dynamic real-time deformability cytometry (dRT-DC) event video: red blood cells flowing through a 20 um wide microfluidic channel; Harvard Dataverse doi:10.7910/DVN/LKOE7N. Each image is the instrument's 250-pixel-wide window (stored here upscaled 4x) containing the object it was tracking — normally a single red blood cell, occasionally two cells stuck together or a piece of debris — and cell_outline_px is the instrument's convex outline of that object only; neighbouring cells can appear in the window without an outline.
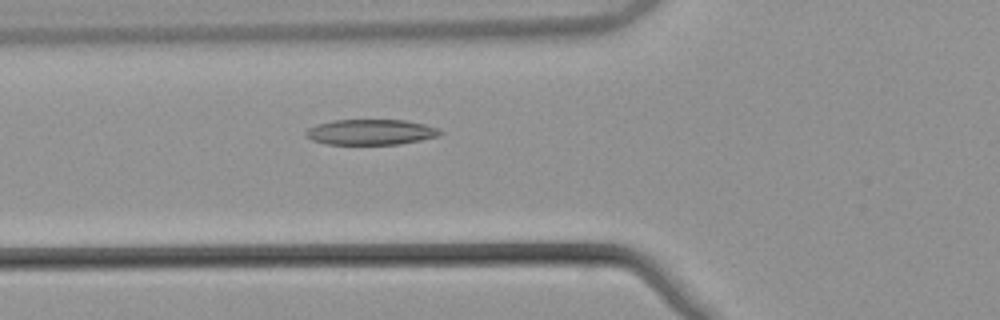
{"species": "common noctule bat (a hibernating species)", "species_latin": "Nyctalus noctula", "temperature_condition": "warm", "stored_images_in_passage": 35, "camera_frame_rate_fps": 3000, "um_per_image_px": 0.085, "animal": {"sex": "male", "body_mass_g": 21.5, "forearm_length_mm": 52.0}, "frame": {"image": 1, "passage_image": 5, "time_ms": 1.333, "image_size_px": [1000, 320], "cell_outline_px": [[444, 132], [436, 136], [420, 140], [400, 144], [328, 144], [312, 140], [304, 136], [304, 132], [308, 128], [316, 124], [332, 120], [404, 120], [424, 124], [440, 128]], "centroid_in_image_um": [31.49, 11.22], "position_along_channel_um": 94.3, "area_um2": 20.0}}
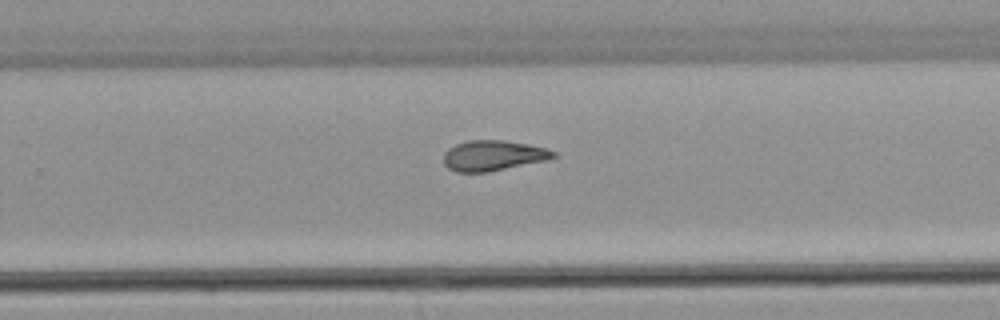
{"frame": {"image": 2, "passage_image": 20, "time_ms": 6.333, "image_size_px": [1000, 320], "cell_outline_px": [[556, 156], [548, 160], [488, 172], [456, 172], [448, 168], [444, 164], [444, 152], [448, 148], [456, 144], [468, 140], [504, 140], [528, 144], [544, 148], [556, 152]], "centroid_in_image_um": [41.9, 13.22], "position_along_channel_um": 287.9, "area_um2": 19.48}}
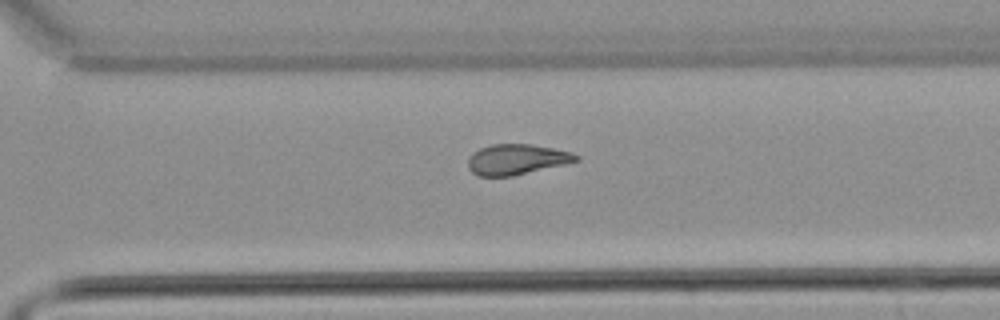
{"frame": {"image": 3, "passage_image": 23, "time_ms": 7.333, "image_size_px": [1000, 320], "cell_outline_px": [[580, 160], [564, 164], [512, 176], [480, 176], [472, 172], [468, 168], [468, 160], [472, 152], [480, 148], [492, 144], [532, 144], [572, 152], [580, 156]], "centroid_in_image_um": [43.91, 13.54], "position_along_channel_um": 326.7, "area_um2": 19.13}, "authors_computed_cell_mechanics": {"area_um2": 19.5942, "velocity_mm_per_s": 3.8729, "shape_relaxation_time_tau1_ms": null, "shape_relaxation_time_tau2_ms": 2.7099, "deformation_change_tau1": null, "deformation_change_tau2": 0.1038}}